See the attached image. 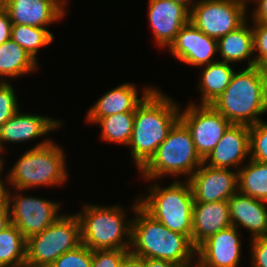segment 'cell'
<instances>
[{"instance_id":"obj_1","label":"cell","mask_w":267,"mask_h":267,"mask_svg":"<svg viewBox=\"0 0 267 267\" xmlns=\"http://www.w3.org/2000/svg\"><path fill=\"white\" fill-rule=\"evenodd\" d=\"M154 87L137 105L129 145L133 164L139 171L155 154L169 131L180 120V104Z\"/></svg>"},{"instance_id":"obj_2","label":"cell","mask_w":267,"mask_h":267,"mask_svg":"<svg viewBox=\"0 0 267 267\" xmlns=\"http://www.w3.org/2000/svg\"><path fill=\"white\" fill-rule=\"evenodd\" d=\"M131 205L135 217H132L130 252L187 267L196 263V248L186 235L171 231L155 220L140 206L139 198Z\"/></svg>"},{"instance_id":"obj_3","label":"cell","mask_w":267,"mask_h":267,"mask_svg":"<svg viewBox=\"0 0 267 267\" xmlns=\"http://www.w3.org/2000/svg\"><path fill=\"white\" fill-rule=\"evenodd\" d=\"M232 124L252 126L267 113V77L262 66L233 74L223 93L210 104Z\"/></svg>"},{"instance_id":"obj_4","label":"cell","mask_w":267,"mask_h":267,"mask_svg":"<svg viewBox=\"0 0 267 267\" xmlns=\"http://www.w3.org/2000/svg\"><path fill=\"white\" fill-rule=\"evenodd\" d=\"M62 146L45 139L28 149L7 172L11 189L24 191L40 186L57 187L69 179L66 155ZM39 186V187H38Z\"/></svg>"},{"instance_id":"obj_5","label":"cell","mask_w":267,"mask_h":267,"mask_svg":"<svg viewBox=\"0 0 267 267\" xmlns=\"http://www.w3.org/2000/svg\"><path fill=\"white\" fill-rule=\"evenodd\" d=\"M147 181L151 186L148 193L138 195L140 206L166 228L186 235L192 242L194 199L188 180L173 179L167 186H160L155 180Z\"/></svg>"},{"instance_id":"obj_6","label":"cell","mask_w":267,"mask_h":267,"mask_svg":"<svg viewBox=\"0 0 267 267\" xmlns=\"http://www.w3.org/2000/svg\"><path fill=\"white\" fill-rule=\"evenodd\" d=\"M82 207V211L76 214L80 220L83 245L92 251L130 249L132 219L127 218L124 206L84 203Z\"/></svg>"},{"instance_id":"obj_7","label":"cell","mask_w":267,"mask_h":267,"mask_svg":"<svg viewBox=\"0 0 267 267\" xmlns=\"http://www.w3.org/2000/svg\"><path fill=\"white\" fill-rule=\"evenodd\" d=\"M202 163L190 131L179 120L158 146L155 154L138 172L143 180H159L166 175L174 177V180H180L181 176L188 180Z\"/></svg>"},{"instance_id":"obj_8","label":"cell","mask_w":267,"mask_h":267,"mask_svg":"<svg viewBox=\"0 0 267 267\" xmlns=\"http://www.w3.org/2000/svg\"><path fill=\"white\" fill-rule=\"evenodd\" d=\"M81 244V225L77 214H63L41 233L27 239L26 262L50 267L62 254Z\"/></svg>"},{"instance_id":"obj_9","label":"cell","mask_w":267,"mask_h":267,"mask_svg":"<svg viewBox=\"0 0 267 267\" xmlns=\"http://www.w3.org/2000/svg\"><path fill=\"white\" fill-rule=\"evenodd\" d=\"M248 8L244 0H197L190 11V21L218 40L248 20Z\"/></svg>"},{"instance_id":"obj_10","label":"cell","mask_w":267,"mask_h":267,"mask_svg":"<svg viewBox=\"0 0 267 267\" xmlns=\"http://www.w3.org/2000/svg\"><path fill=\"white\" fill-rule=\"evenodd\" d=\"M13 189L9 191L8 204L11 223L26 239L41 233L63 215V212L61 214L58 212L61 210L60 202L37 196H26L23 195V189Z\"/></svg>"},{"instance_id":"obj_11","label":"cell","mask_w":267,"mask_h":267,"mask_svg":"<svg viewBox=\"0 0 267 267\" xmlns=\"http://www.w3.org/2000/svg\"><path fill=\"white\" fill-rule=\"evenodd\" d=\"M180 121L191 133L197 154L204 160L232 124L211 105L188 102Z\"/></svg>"},{"instance_id":"obj_12","label":"cell","mask_w":267,"mask_h":267,"mask_svg":"<svg viewBox=\"0 0 267 267\" xmlns=\"http://www.w3.org/2000/svg\"><path fill=\"white\" fill-rule=\"evenodd\" d=\"M194 203L228 201L238 191V171L205 163L189 177Z\"/></svg>"},{"instance_id":"obj_13","label":"cell","mask_w":267,"mask_h":267,"mask_svg":"<svg viewBox=\"0 0 267 267\" xmlns=\"http://www.w3.org/2000/svg\"><path fill=\"white\" fill-rule=\"evenodd\" d=\"M178 61L197 67L214 63L218 54L217 40L199 30L191 21L177 33L167 48Z\"/></svg>"},{"instance_id":"obj_14","label":"cell","mask_w":267,"mask_h":267,"mask_svg":"<svg viewBox=\"0 0 267 267\" xmlns=\"http://www.w3.org/2000/svg\"><path fill=\"white\" fill-rule=\"evenodd\" d=\"M68 0H0L12 25L47 28L66 16Z\"/></svg>"},{"instance_id":"obj_15","label":"cell","mask_w":267,"mask_h":267,"mask_svg":"<svg viewBox=\"0 0 267 267\" xmlns=\"http://www.w3.org/2000/svg\"><path fill=\"white\" fill-rule=\"evenodd\" d=\"M239 229L230 226L213 234L196 248L200 267H239L242 241Z\"/></svg>"},{"instance_id":"obj_16","label":"cell","mask_w":267,"mask_h":267,"mask_svg":"<svg viewBox=\"0 0 267 267\" xmlns=\"http://www.w3.org/2000/svg\"><path fill=\"white\" fill-rule=\"evenodd\" d=\"M148 19L157 47L168 48L190 21V11L173 0H148Z\"/></svg>"},{"instance_id":"obj_17","label":"cell","mask_w":267,"mask_h":267,"mask_svg":"<svg viewBox=\"0 0 267 267\" xmlns=\"http://www.w3.org/2000/svg\"><path fill=\"white\" fill-rule=\"evenodd\" d=\"M247 158L250 159L249 126L231 124L203 163L214 168L238 171Z\"/></svg>"},{"instance_id":"obj_18","label":"cell","mask_w":267,"mask_h":267,"mask_svg":"<svg viewBox=\"0 0 267 267\" xmlns=\"http://www.w3.org/2000/svg\"><path fill=\"white\" fill-rule=\"evenodd\" d=\"M19 110L8 119L0 129V137L3 147L7 143H23L38 139L50 132L57 131L63 125V121L52 117L28 113ZM56 129V130H55Z\"/></svg>"},{"instance_id":"obj_19","label":"cell","mask_w":267,"mask_h":267,"mask_svg":"<svg viewBox=\"0 0 267 267\" xmlns=\"http://www.w3.org/2000/svg\"><path fill=\"white\" fill-rule=\"evenodd\" d=\"M155 86L143 87L141 97H138L139 89L136 84L125 82L110 89L101 96L91 108H89L85 121L96 123L100 118L123 112H135L137 105Z\"/></svg>"},{"instance_id":"obj_20","label":"cell","mask_w":267,"mask_h":267,"mask_svg":"<svg viewBox=\"0 0 267 267\" xmlns=\"http://www.w3.org/2000/svg\"><path fill=\"white\" fill-rule=\"evenodd\" d=\"M232 226L250 231L251 239L267 237V202L236 191L229 199Z\"/></svg>"},{"instance_id":"obj_21","label":"cell","mask_w":267,"mask_h":267,"mask_svg":"<svg viewBox=\"0 0 267 267\" xmlns=\"http://www.w3.org/2000/svg\"><path fill=\"white\" fill-rule=\"evenodd\" d=\"M228 201L194 203L192 244L197 248L213 234L232 226Z\"/></svg>"},{"instance_id":"obj_22","label":"cell","mask_w":267,"mask_h":267,"mask_svg":"<svg viewBox=\"0 0 267 267\" xmlns=\"http://www.w3.org/2000/svg\"><path fill=\"white\" fill-rule=\"evenodd\" d=\"M249 27L246 20L240 27L217 40L218 54L222 58L219 61L235 65L247 60V67L255 66L252 24Z\"/></svg>"},{"instance_id":"obj_23","label":"cell","mask_w":267,"mask_h":267,"mask_svg":"<svg viewBox=\"0 0 267 267\" xmlns=\"http://www.w3.org/2000/svg\"><path fill=\"white\" fill-rule=\"evenodd\" d=\"M38 66L39 62L12 39L0 44V82L20 78L36 71Z\"/></svg>"},{"instance_id":"obj_24","label":"cell","mask_w":267,"mask_h":267,"mask_svg":"<svg viewBox=\"0 0 267 267\" xmlns=\"http://www.w3.org/2000/svg\"><path fill=\"white\" fill-rule=\"evenodd\" d=\"M233 66V64L227 62L216 61L199 67L202 69L197 86L198 93H201L199 105H210L223 93L236 71Z\"/></svg>"},{"instance_id":"obj_25","label":"cell","mask_w":267,"mask_h":267,"mask_svg":"<svg viewBox=\"0 0 267 267\" xmlns=\"http://www.w3.org/2000/svg\"><path fill=\"white\" fill-rule=\"evenodd\" d=\"M238 191L267 202V163L247 159L238 170Z\"/></svg>"},{"instance_id":"obj_26","label":"cell","mask_w":267,"mask_h":267,"mask_svg":"<svg viewBox=\"0 0 267 267\" xmlns=\"http://www.w3.org/2000/svg\"><path fill=\"white\" fill-rule=\"evenodd\" d=\"M95 124L101 128L100 140L127 146L132 137L134 112H123L102 117Z\"/></svg>"},{"instance_id":"obj_27","label":"cell","mask_w":267,"mask_h":267,"mask_svg":"<svg viewBox=\"0 0 267 267\" xmlns=\"http://www.w3.org/2000/svg\"><path fill=\"white\" fill-rule=\"evenodd\" d=\"M27 239L10 224L0 232V267H11L26 262Z\"/></svg>"},{"instance_id":"obj_28","label":"cell","mask_w":267,"mask_h":267,"mask_svg":"<svg viewBox=\"0 0 267 267\" xmlns=\"http://www.w3.org/2000/svg\"><path fill=\"white\" fill-rule=\"evenodd\" d=\"M11 39L37 61V53L40 48L50 45L54 36L47 28L16 24L12 25Z\"/></svg>"},{"instance_id":"obj_29","label":"cell","mask_w":267,"mask_h":267,"mask_svg":"<svg viewBox=\"0 0 267 267\" xmlns=\"http://www.w3.org/2000/svg\"><path fill=\"white\" fill-rule=\"evenodd\" d=\"M250 159L267 163V121L249 126Z\"/></svg>"},{"instance_id":"obj_30","label":"cell","mask_w":267,"mask_h":267,"mask_svg":"<svg viewBox=\"0 0 267 267\" xmlns=\"http://www.w3.org/2000/svg\"><path fill=\"white\" fill-rule=\"evenodd\" d=\"M93 251L81 244L76 249L65 252L50 267H90Z\"/></svg>"},{"instance_id":"obj_31","label":"cell","mask_w":267,"mask_h":267,"mask_svg":"<svg viewBox=\"0 0 267 267\" xmlns=\"http://www.w3.org/2000/svg\"><path fill=\"white\" fill-rule=\"evenodd\" d=\"M12 82H0V129L19 109L18 97Z\"/></svg>"},{"instance_id":"obj_32","label":"cell","mask_w":267,"mask_h":267,"mask_svg":"<svg viewBox=\"0 0 267 267\" xmlns=\"http://www.w3.org/2000/svg\"><path fill=\"white\" fill-rule=\"evenodd\" d=\"M253 31V46L255 66H264L267 63V24L251 22Z\"/></svg>"},{"instance_id":"obj_33","label":"cell","mask_w":267,"mask_h":267,"mask_svg":"<svg viewBox=\"0 0 267 267\" xmlns=\"http://www.w3.org/2000/svg\"><path fill=\"white\" fill-rule=\"evenodd\" d=\"M128 252L121 249L94 250L90 267H120Z\"/></svg>"},{"instance_id":"obj_34","label":"cell","mask_w":267,"mask_h":267,"mask_svg":"<svg viewBox=\"0 0 267 267\" xmlns=\"http://www.w3.org/2000/svg\"><path fill=\"white\" fill-rule=\"evenodd\" d=\"M251 267H267V237L250 239Z\"/></svg>"},{"instance_id":"obj_35","label":"cell","mask_w":267,"mask_h":267,"mask_svg":"<svg viewBox=\"0 0 267 267\" xmlns=\"http://www.w3.org/2000/svg\"><path fill=\"white\" fill-rule=\"evenodd\" d=\"M11 28L10 16L0 4V44L11 39Z\"/></svg>"},{"instance_id":"obj_36","label":"cell","mask_w":267,"mask_h":267,"mask_svg":"<svg viewBox=\"0 0 267 267\" xmlns=\"http://www.w3.org/2000/svg\"><path fill=\"white\" fill-rule=\"evenodd\" d=\"M249 2L256 5L250 14L252 16L251 21L267 24V0H249L248 4Z\"/></svg>"},{"instance_id":"obj_37","label":"cell","mask_w":267,"mask_h":267,"mask_svg":"<svg viewBox=\"0 0 267 267\" xmlns=\"http://www.w3.org/2000/svg\"><path fill=\"white\" fill-rule=\"evenodd\" d=\"M120 267H144V258L129 251L124 256Z\"/></svg>"},{"instance_id":"obj_38","label":"cell","mask_w":267,"mask_h":267,"mask_svg":"<svg viewBox=\"0 0 267 267\" xmlns=\"http://www.w3.org/2000/svg\"><path fill=\"white\" fill-rule=\"evenodd\" d=\"M144 267H187V266L162 259L144 258Z\"/></svg>"},{"instance_id":"obj_39","label":"cell","mask_w":267,"mask_h":267,"mask_svg":"<svg viewBox=\"0 0 267 267\" xmlns=\"http://www.w3.org/2000/svg\"><path fill=\"white\" fill-rule=\"evenodd\" d=\"M7 186V187H6ZM8 185H0V211H9V191L11 190Z\"/></svg>"},{"instance_id":"obj_40","label":"cell","mask_w":267,"mask_h":267,"mask_svg":"<svg viewBox=\"0 0 267 267\" xmlns=\"http://www.w3.org/2000/svg\"><path fill=\"white\" fill-rule=\"evenodd\" d=\"M11 224L10 211H0V232Z\"/></svg>"},{"instance_id":"obj_41","label":"cell","mask_w":267,"mask_h":267,"mask_svg":"<svg viewBox=\"0 0 267 267\" xmlns=\"http://www.w3.org/2000/svg\"><path fill=\"white\" fill-rule=\"evenodd\" d=\"M174 2L180 3L185 6L189 11L192 10L193 6L197 3L196 0H173Z\"/></svg>"},{"instance_id":"obj_42","label":"cell","mask_w":267,"mask_h":267,"mask_svg":"<svg viewBox=\"0 0 267 267\" xmlns=\"http://www.w3.org/2000/svg\"><path fill=\"white\" fill-rule=\"evenodd\" d=\"M4 164H5L4 158H3V156H0V185H7L8 184V176H6V178L4 179V181L6 180V182L3 181V176H2L3 172L2 171H3V168L5 166ZM1 176H2V178H1Z\"/></svg>"},{"instance_id":"obj_43","label":"cell","mask_w":267,"mask_h":267,"mask_svg":"<svg viewBox=\"0 0 267 267\" xmlns=\"http://www.w3.org/2000/svg\"><path fill=\"white\" fill-rule=\"evenodd\" d=\"M11 267H47V266L33 265V264H29L27 262H24V263H21V264H18V265H14V266H11Z\"/></svg>"},{"instance_id":"obj_44","label":"cell","mask_w":267,"mask_h":267,"mask_svg":"<svg viewBox=\"0 0 267 267\" xmlns=\"http://www.w3.org/2000/svg\"><path fill=\"white\" fill-rule=\"evenodd\" d=\"M5 150L7 149L3 147V144L1 142V137H0V156H2V154L6 152Z\"/></svg>"},{"instance_id":"obj_45","label":"cell","mask_w":267,"mask_h":267,"mask_svg":"<svg viewBox=\"0 0 267 267\" xmlns=\"http://www.w3.org/2000/svg\"><path fill=\"white\" fill-rule=\"evenodd\" d=\"M263 68H264L265 75L267 77V63L263 66Z\"/></svg>"},{"instance_id":"obj_46","label":"cell","mask_w":267,"mask_h":267,"mask_svg":"<svg viewBox=\"0 0 267 267\" xmlns=\"http://www.w3.org/2000/svg\"><path fill=\"white\" fill-rule=\"evenodd\" d=\"M188 267H200L197 263L193 264V265H190Z\"/></svg>"}]
</instances>
